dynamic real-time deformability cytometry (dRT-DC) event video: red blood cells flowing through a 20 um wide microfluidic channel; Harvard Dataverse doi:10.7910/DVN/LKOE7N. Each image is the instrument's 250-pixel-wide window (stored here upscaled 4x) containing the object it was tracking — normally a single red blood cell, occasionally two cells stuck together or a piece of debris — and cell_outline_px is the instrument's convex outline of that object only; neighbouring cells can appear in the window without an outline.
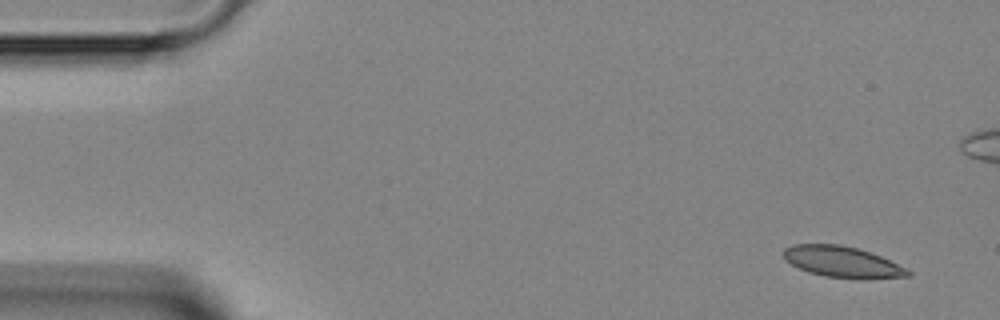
{"species": "Egyptian fruit bat (a non-hibernating species)", "species_latin": "Rousettus aegyptiacus", "temperature_condition": "room temperature", "stored_images_in_passage": 7, "camera_frame_rate_fps": 3000, "um_per_image_px": 0.085, "animal": {"sex": "female"}, "frame": {"image": 1, "passage_image": 1, "time_ms": 0.0, "image_size_px": [1000, 320], "cell_outline_px": [[912, 272], [908, 276], [860, 280], [824, 276], [808, 272], [784, 260], [784, 248], [792, 244], [840, 244], [856, 248], [880, 256]], "centroid_in_image_um": [71.56, 22.27], "position_along_channel_um": 13.4, "area_um2": 22.43}}
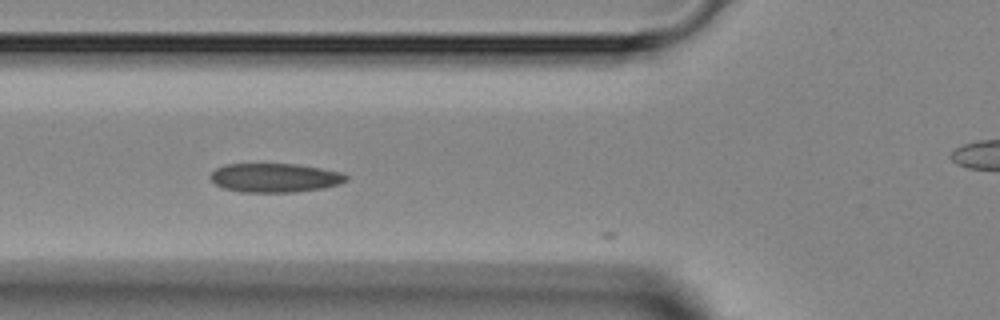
{"frame": {"image": 2, "passage_image": 5, "time_ms": 4.667, "image_size_px": [1000, 320], "cell_outline_px": [[348, 180], [324, 188], [296, 192], [240, 192], [224, 188], [216, 184], [212, 180], [212, 172], [216, 168], [224, 164], [296, 164], [320, 168], [340, 172], [348, 176]], "centroid_in_image_um": [23.36, 15.11], "position_along_channel_um": 102.4, "area_um2": 22.77}}